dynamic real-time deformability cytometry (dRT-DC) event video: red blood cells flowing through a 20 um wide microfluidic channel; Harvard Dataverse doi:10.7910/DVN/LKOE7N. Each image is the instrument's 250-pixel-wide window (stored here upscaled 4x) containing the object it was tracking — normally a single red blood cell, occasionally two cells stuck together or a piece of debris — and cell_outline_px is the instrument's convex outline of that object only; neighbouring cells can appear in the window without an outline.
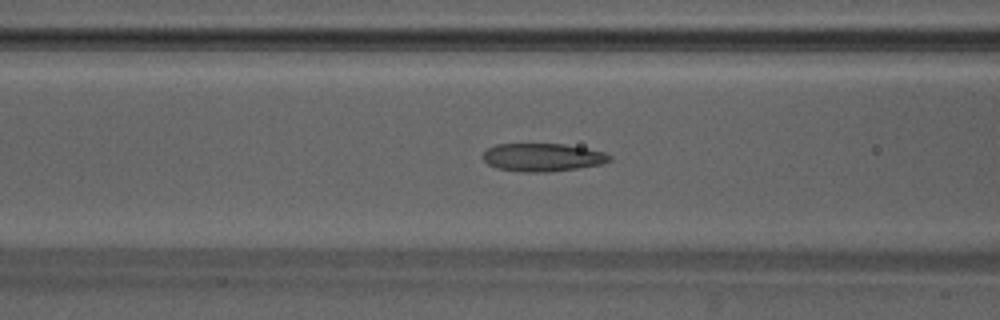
{"species": "Egyptian fruit bat (a non-hibernating species)", "species_latin": "Rousettus aegyptiacus", "temperature_condition": "warm", "stored_images_in_passage": 41, "camera_frame_rate_fps": 3000, "um_per_image_px": 0.085, "animal": {"sex": "male"}, "frame": {"image": 1, "passage_image": 12, "time_ms": 3.667, "image_size_px": [1000, 320], "cell_outline_px": [[612, 160], [600, 164], [576, 168], [548, 172], [520, 172], [496, 168], [488, 164], [484, 160], [484, 152], [488, 148], [496, 144], [564, 144], [604, 152], [612, 156]], "centroid_in_image_um": [46.1, 13.37], "position_along_channel_um": 120.5, "area_um2": 20.58}}
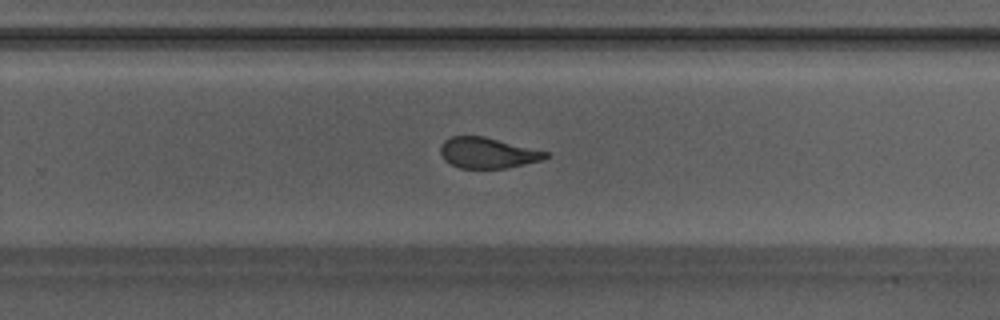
{"frame": {"image": 2, "passage_image": 24, "time_ms": 7.667, "image_size_px": [1000, 320], "cell_outline_px": [[552, 156], [544, 160], [508, 168], [460, 168], [444, 160], [440, 152], [440, 144], [444, 140], [452, 136], [484, 136], [548, 152]], "centroid_in_image_um": [41.47, 13.0], "position_along_channel_um": 288.3, "area_um2": 18.96}}
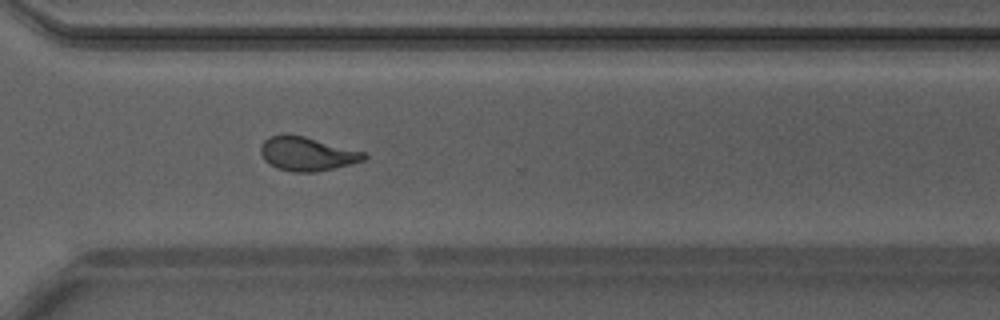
{"frame": {"image": 3, "passage_image": 28, "time_ms": 9.0, "image_size_px": [1000, 320], "cell_outline_px": [[368, 156], [364, 160], [316, 172], [292, 172], [276, 168], [268, 164], [264, 160], [260, 152], [260, 144], [268, 136], [280, 132], [288, 132], [304, 136], [364, 152]], "centroid_in_image_um": [26.0, 13.04], "position_along_channel_um": 344.6, "area_um2": 20.69}, "authors_computed_cell_mechanics": {"area_um2": 20.3456, "velocity_mm_per_s": 4.204, "shape_relaxation_time_tau1_ms": null, "shape_relaxation_time_tau2_ms": 1.5637, "deformation_change_tau1": null, "deformation_change_tau2": 0.0935}}